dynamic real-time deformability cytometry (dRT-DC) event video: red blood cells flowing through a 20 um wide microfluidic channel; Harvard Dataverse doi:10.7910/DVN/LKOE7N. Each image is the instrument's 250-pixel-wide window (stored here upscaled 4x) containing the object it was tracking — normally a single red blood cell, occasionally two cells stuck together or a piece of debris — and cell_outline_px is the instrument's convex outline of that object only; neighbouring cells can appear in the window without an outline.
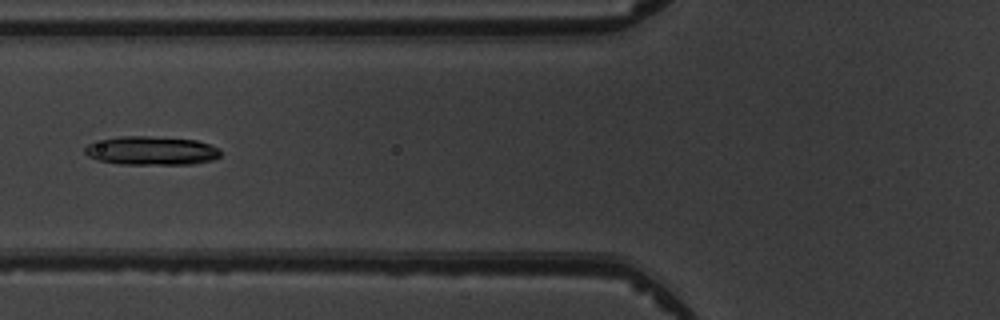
{"species": "common noctule bat (a hibernating species)", "species_latin": "Nyctalus noctula", "temperature_condition": "warm", "stored_images_in_passage": 6, "camera_frame_rate_fps": 3000, "um_per_image_px": 0.085, "animal": {"sex": "male", "body_mass_g": 19.5, "forearm_length_mm": 54.6}, "frame": {"image": 1, "passage_image": 6, "time_ms": 5.667, "image_size_px": [1000, 320], "cell_outline_px": [[220, 156], [212, 160], [192, 164], [120, 164], [100, 160], [88, 156], [84, 152], [84, 148], [88, 144], [120, 136], [148, 136], [196, 140], [208, 144], [216, 148], [220, 152]], "centroid_in_image_um": [12.87, 12.81], "position_along_channel_um": 112.9, "area_um2": 22.37}}